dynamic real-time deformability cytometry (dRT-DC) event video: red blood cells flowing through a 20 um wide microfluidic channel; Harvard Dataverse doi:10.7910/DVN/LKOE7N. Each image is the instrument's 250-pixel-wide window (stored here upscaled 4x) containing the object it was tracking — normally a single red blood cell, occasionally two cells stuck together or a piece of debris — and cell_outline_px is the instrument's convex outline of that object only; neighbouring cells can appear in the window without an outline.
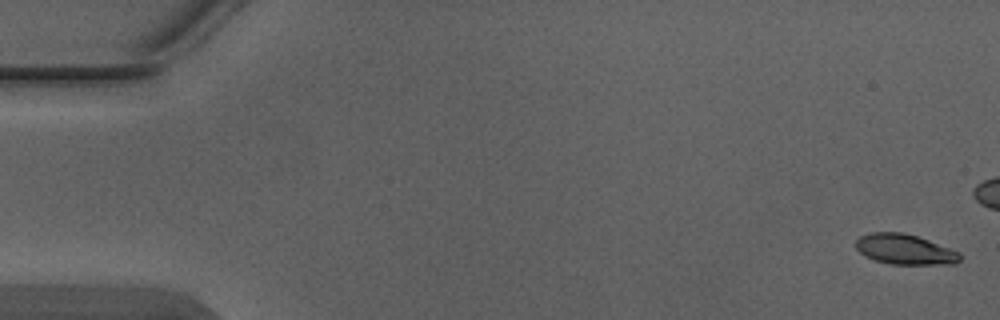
{"species": "Egyptian fruit bat (a non-hibernating species)", "species_latin": "Rousettus aegyptiacus", "temperature_condition": "warm", "stored_images_in_passage": 5, "segment_of_instrument_passage": [2, 2], "camera_frame_rate_fps": 3000, "um_per_image_px": 0.085, "animal": {"sex": "male"}, "frame": {"image": 1, "passage_image": 5, "time_ms": 1.333, "image_size_px": [1000, 320], "cell_outline_px": [[960, 260], [956, 264], [892, 264], [876, 260], [864, 256], [856, 248], [856, 240], [860, 236], [868, 232], [904, 232], [928, 240], [960, 252]], "centroid_in_image_um": [76.9, 21.19], "position_along_channel_um": 8.1, "area_um2": 18.32}}